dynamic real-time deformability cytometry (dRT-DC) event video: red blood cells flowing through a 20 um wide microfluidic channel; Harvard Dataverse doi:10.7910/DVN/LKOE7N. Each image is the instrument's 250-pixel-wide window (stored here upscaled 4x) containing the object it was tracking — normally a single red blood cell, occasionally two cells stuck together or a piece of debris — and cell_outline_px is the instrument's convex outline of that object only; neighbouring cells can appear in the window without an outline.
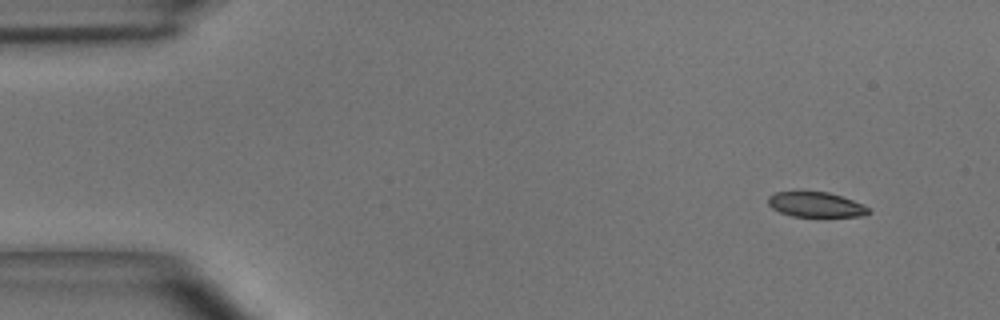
{"species": "common noctule bat (a hibernating species)", "species_latin": "Nyctalus noctula", "temperature_condition": "room temperature", "stored_images_in_passage": 3, "camera_frame_rate_fps": 3000, "um_per_image_px": 0.085, "animal": {"sex": "male", "body_mass_g": 15.6}, "frame": {"image": 1, "passage_image": 1, "time_ms": 0.0, "image_size_px": [1000, 320], "cell_outline_px": [[872, 212], [860, 216], [792, 216], [780, 212], [772, 208], [768, 204], [768, 196], [776, 192], [800, 188], [828, 192], [852, 200], [868, 208]], "centroid_in_image_um": [69.25, 17.33], "position_along_channel_um": 15.8, "area_um2": 15.09}}
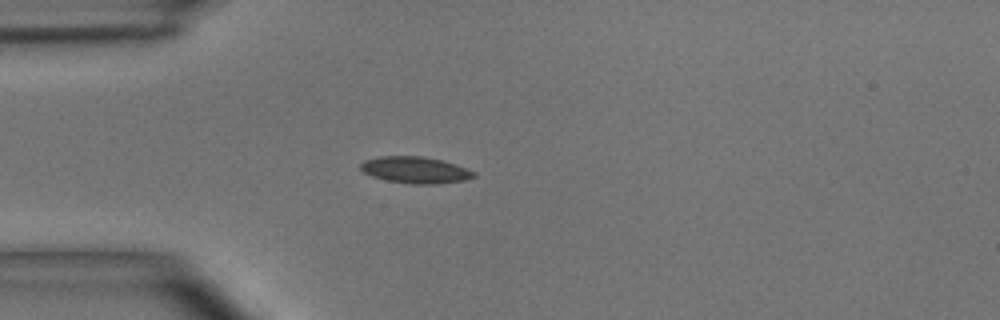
{"frame": {"image": 2, "passage_image": 3, "time_ms": 0.667, "image_size_px": [1000, 320], "cell_outline_px": [[476, 176], [464, 180], [436, 184], [408, 184], [388, 180], [372, 176], [364, 172], [360, 168], [360, 164], [364, 160], [380, 156], [424, 156], [444, 160], [468, 168], [476, 172]], "centroid_in_image_um": [35.33, 14.44], "position_along_channel_um": 49.7, "area_um2": 17.69}}